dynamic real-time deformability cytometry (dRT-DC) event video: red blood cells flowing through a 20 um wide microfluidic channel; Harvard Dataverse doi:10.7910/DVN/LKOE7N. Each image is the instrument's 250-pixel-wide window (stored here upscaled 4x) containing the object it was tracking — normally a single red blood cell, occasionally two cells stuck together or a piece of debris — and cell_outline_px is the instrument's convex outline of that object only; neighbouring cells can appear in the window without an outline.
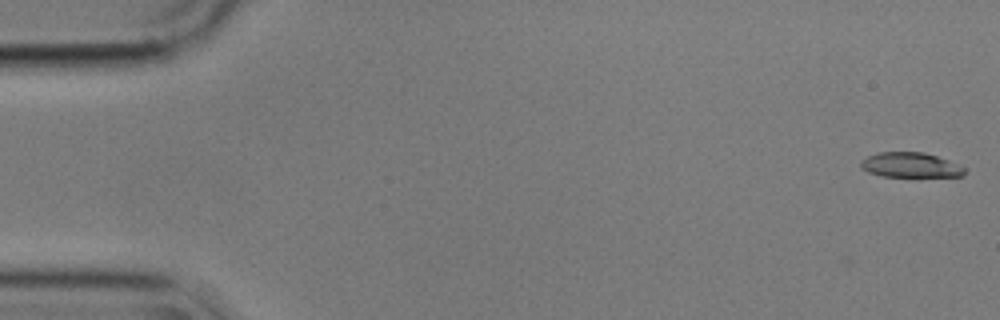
{"species": "common noctule bat (a hibernating species)", "species_latin": "Nyctalus noctula", "temperature_condition": "cold", "stored_images_in_passage": 56, "camera_frame_rate_fps": 3000, "um_per_image_px": 0.085, "animal": {"sex": "male", "body_mass_g": 17.9}, "frame": {"image": 1, "passage_image": 1, "time_ms": 0.0, "image_size_px": [1000, 320], "cell_outline_px": [[964, 176], [880, 176], [868, 172], [860, 168], [860, 160], [868, 156], [880, 152], [924, 152], [948, 160], [964, 168]], "centroid_in_image_um": [77.32, 14.02], "position_along_channel_um": 7.7, "area_um2": 14.91}}
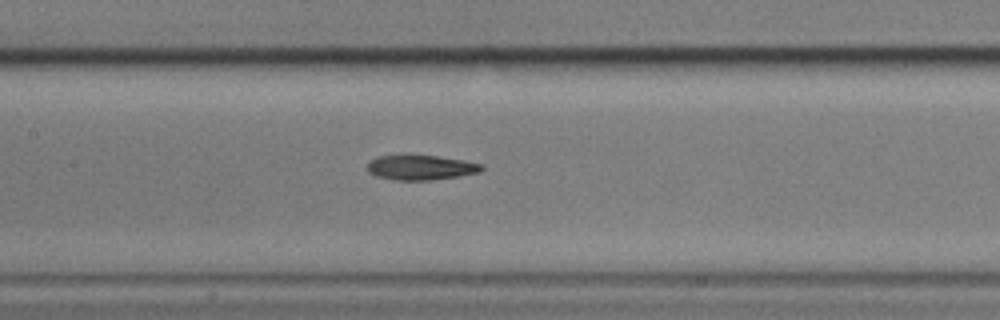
{"frame": {"image": 2, "passage_image": 26, "time_ms": 8.333, "image_size_px": [1000, 320], "cell_outline_px": [[484, 168], [480, 172], [460, 176], [432, 180], [396, 180], [376, 176], [368, 172], [368, 164], [376, 156], [404, 152], [408, 152], [464, 160], [484, 164]], "centroid_in_image_um": [35.75, 14.19], "position_along_channel_um": 171.6, "area_um2": 17.34}}
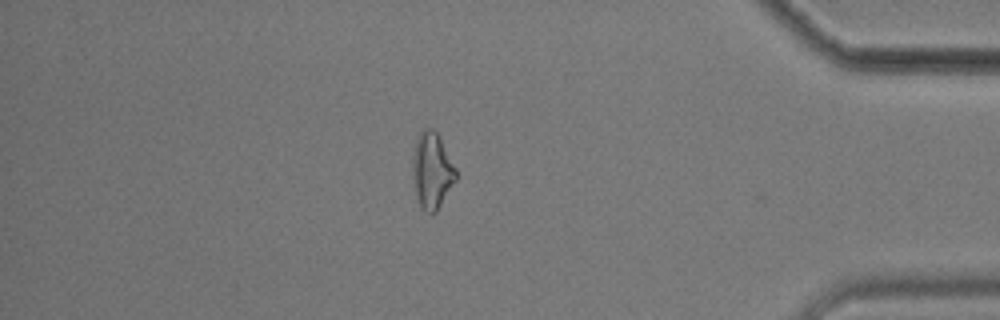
{"frame": {"image": 3, "passage_image": 48, "time_ms": 15.667, "image_size_px": [1000, 320], "cell_outline_px": [[456, 180], [436, 212], [428, 212], [420, 208], [416, 196], [412, 176], [412, 152], [420, 128], [432, 128], [436, 132], [456, 168]], "centroid_in_image_um": [36.68, 14.48], "position_along_channel_um": 398.5, "area_um2": 19.31}, "authors_computed_cell_mechanics": {"area_um2": 16.8198, "velocity_mm_per_s": 3.5702, "shape_relaxation_time_tau1_ms": 6.5207, "shape_relaxation_time_tau2_ms": null, "deformation_change_tau1": 0.2133, "deformation_change_tau2": null}}